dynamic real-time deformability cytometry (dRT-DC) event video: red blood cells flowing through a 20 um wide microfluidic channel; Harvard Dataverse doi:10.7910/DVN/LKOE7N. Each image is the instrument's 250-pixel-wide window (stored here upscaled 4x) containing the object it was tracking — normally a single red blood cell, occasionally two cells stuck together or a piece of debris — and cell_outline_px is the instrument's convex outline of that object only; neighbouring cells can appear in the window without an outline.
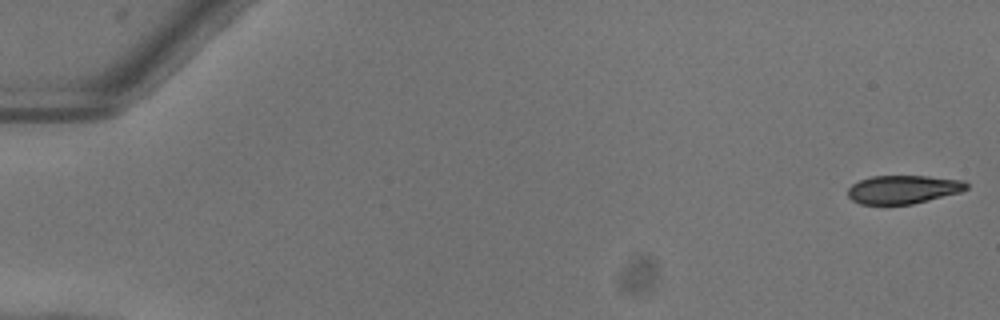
{"species": "common noctule bat (a hibernating species)", "species_latin": "Nyctalus noctula", "temperature_condition": "warm", "stored_images_in_passage": 49, "camera_frame_rate_fps": 3000, "um_per_image_px": 0.085, "animal": {"sex": "female"}, "frame": {"image": 1, "passage_image": 1, "time_ms": 0.0, "image_size_px": [1000, 320], "cell_outline_px": [[968, 188], [960, 192], [912, 204], [860, 204], [852, 200], [848, 196], [848, 188], [852, 184], [860, 180], [872, 176], [928, 176], [964, 180], [968, 184]], "centroid_in_image_um": [76.77, 16.09], "position_along_channel_um": 8.2, "area_um2": 19.59}}
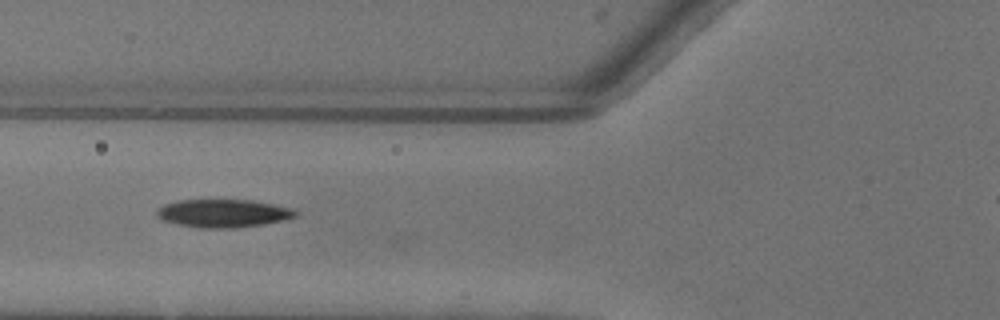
{"frame": {"image": 2, "passage_image": 21, "time_ms": 6.667, "image_size_px": [1000, 320], "cell_outline_px": [[300, 212], [296, 216], [280, 220], [260, 224], [232, 228], [196, 228], [176, 224], [164, 220], [156, 216], [156, 212], [164, 204], [176, 200], [252, 200], [292, 208]], "centroid_in_image_um": [18.94, 18.12], "position_along_channel_um": 106.9, "area_um2": 22.54}}
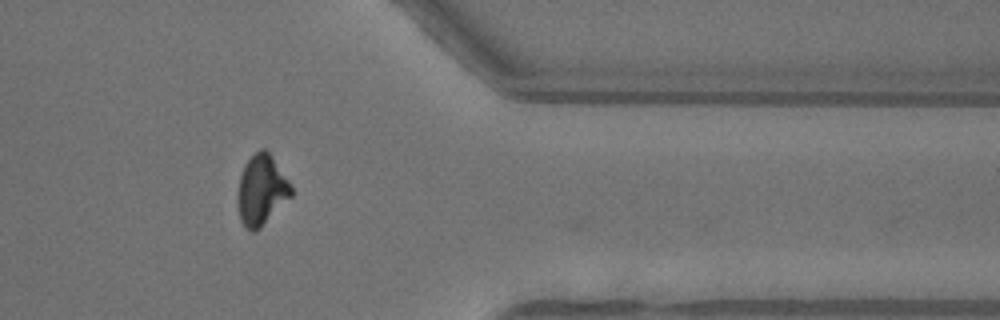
{"frame": {"image": 3, "passage_image": 43, "time_ms": 14.0, "image_size_px": [1000, 320], "cell_outline_px": [[292, 196], [260, 228], [252, 232], [240, 220], [236, 204], [236, 200], [240, 176], [244, 164], [260, 148], [264, 148], [272, 156], [292, 184]], "centroid_in_image_um": [22.22, 16.15], "position_along_channel_um": 389.2, "area_um2": 22.02}}